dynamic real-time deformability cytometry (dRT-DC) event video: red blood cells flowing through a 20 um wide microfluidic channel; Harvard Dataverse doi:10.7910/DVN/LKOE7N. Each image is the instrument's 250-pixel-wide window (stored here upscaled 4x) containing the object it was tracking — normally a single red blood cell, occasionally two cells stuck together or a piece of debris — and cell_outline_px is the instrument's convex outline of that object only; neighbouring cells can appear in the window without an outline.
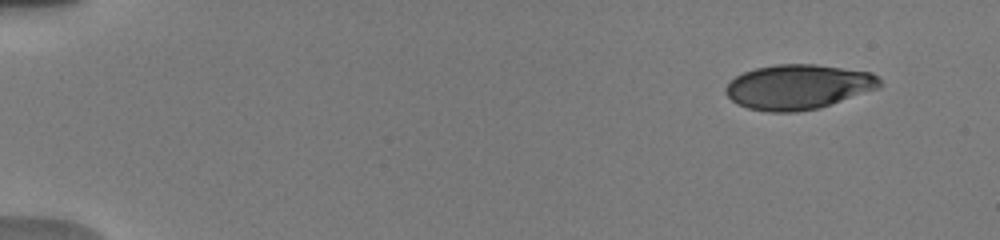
{"species": "human", "species_latin": "Homo sapiens", "temperature_condition": "warm", "stored_images_in_passage": 40, "camera_frame_rate_fps": 3000, "um_per_image_px": 0.085, "donor": {"sex": "male"}, "frame": {"image": 1, "passage_image": 3, "time_ms": 1.333, "image_size_px": [1000, 240], "cell_outline_px": [[880, 88], [820, 108], [796, 112], [768, 112], [748, 108], [736, 104], [724, 92], [724, 88], [736, 76], [744, 72], [756, 68], [776, 64], [816, 64], [872, 72], [880, 80]], "centroid_in_image_um": [67.85, 7.39], "position_along_channel_um": 17.1, "area_um2": 40.4}}
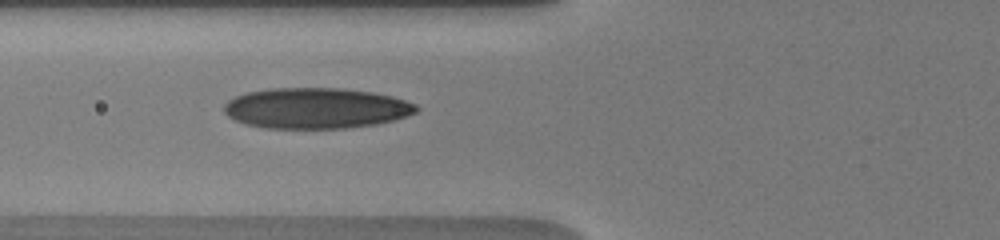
{"frame": {"image": 2, "passage_image": 13, "time_ms": 7.0, "image_size_px": [1000, 240], "cell_outline_px": [[420, 108], [416, 112], [408, 116], [376, 124], [344, 128], [264, 128], [248, 124], [236, 120], [228, 116], [224, 112], [224, 104], [228, 100], [236, 96], [248, 92], [268, 88], [340, 88], [372, 92], [392, 96], [416, 104]], "centroid_in_image_um": [26.87, 9.19], "position_along_channel_um": 98.9, "area_um2": 45.55}}
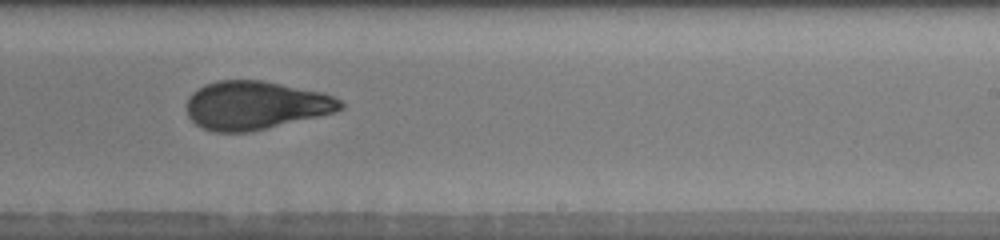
{"frame": {"image": 3, "passage_image": 23, "time_ms": 11.333, "image_size_px": [1000, 240], "cell_outline_px": [[344, 108], [336, 112], [320, 116], [252, 132], [212, 132], [196, 124], [188, 116], [188, 96], [192, 92], [204, 84], [216, 80], [260, 80], [324, 92], [340, 100], [344, 104]], "centroid_in_image_um": [21.73, 8.95], "position_along_channel_um": 267.3, "area_um2": 43.64}, "authors_computed_cell_mechanics": {"area_um2": 42.6853, "velocity_mm_per_s": 3.8845, "shape_relaxation_time_tau1_ms": 6.057, "shape_relaxation_time_tau2_ms": 1.2955, "deformation_change_tau1": 0.2076, "deformation_change_tau2": 0.0653}}